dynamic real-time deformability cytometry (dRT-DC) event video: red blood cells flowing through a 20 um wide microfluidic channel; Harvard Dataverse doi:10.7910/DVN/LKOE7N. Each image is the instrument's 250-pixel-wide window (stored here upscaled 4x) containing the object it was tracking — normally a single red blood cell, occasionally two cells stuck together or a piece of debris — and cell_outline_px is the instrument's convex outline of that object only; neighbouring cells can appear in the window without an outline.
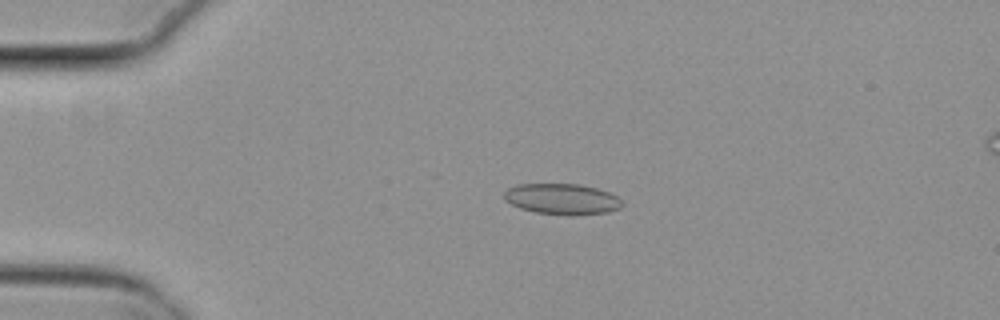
{"species": "common noctule bat (a hibernating species)", "species_latin": "Nyctalus noctula", "temperature_condition": "cold", "stored_images_in_passage": 53, "camera_frame_rate_fps": 3000, "um_per_image_px": 0.085, "animal": {"sex": "female", "body_mass_g": 29.2, "forearm_length_mm": 56.3}, "frame": {"image": 1, "passage_image": 11, "time_ms": 3.333, "image_size_px": [1000, 320], "cell_outline_px": [[624, 204], [620, 208], [608, 212], [536, 212], [520, 208], [504, 200], [504, 192], [508, 188], [516, 184], [580, 184], [596, 188], [608, 192], [616, 196]], "centroid_in_image_um": [47.73, 16.86], "position_along_channel_um": 37.3, "area_um2": 20.23}}
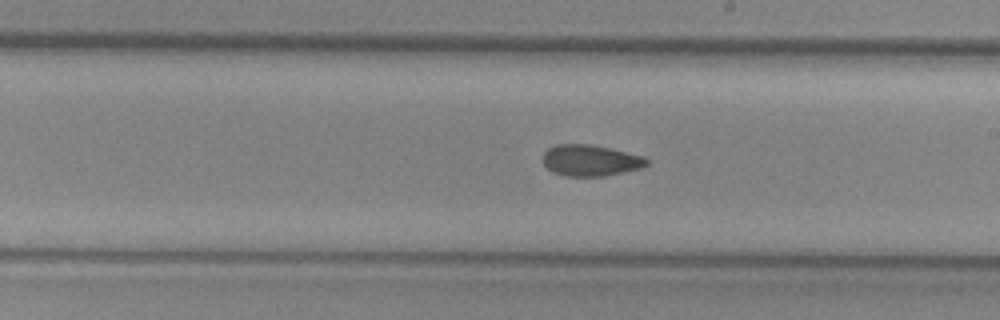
{"frame": {"image": 2, "passage_image": 30, "time_ms": 9.667, "image_size_px": [1000, 320], "cell_outline_px": [[648, 164], [640, 168], [624, 172], [604, 176], [564, 176], [552, 172], [544, 164], [544, 152], [548, 148], [556, 144], [592, 144], [644, 156], [648, 160]], "centroid_in_image_um": [50.18, 13.63], "position_along_channel_um": 238.8, "area_um2": 18.9}}
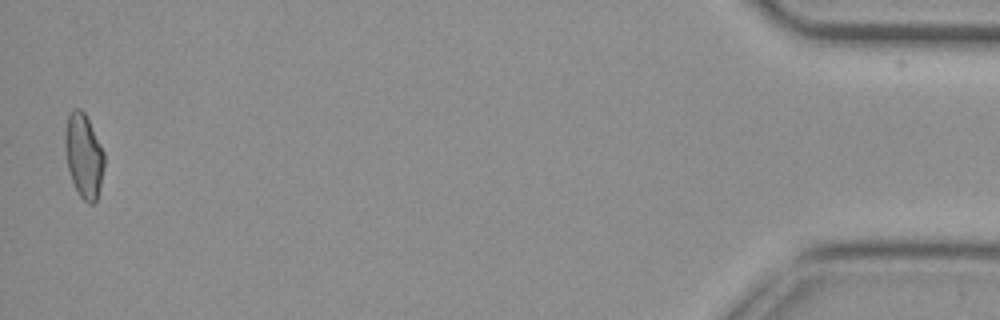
{"frame": {"image": 3, "passage_image": 52, "time_ms": 17.0, "image_size_px": [1000, 320], "cell_outline_px": [[104, 168], [96, 200], [92, 204], [88, 204], [76, 192], [68, 168], [64, 144], [64, 140], [68, 116], [76, 108], [80, 108], [84, 112], [104, 152]], "centroid_in_image_um": [7.11, 13.27], "position_along_channel_um": 428.1, "area_um2": 18.9}, "authors_computed_cell_mechanics": {"area_um2": 19.4786, "velocity_mm_per_s": 3.8319, "shape_relaxation_time_tau1_ms": null, "shape_relaxation_time_tau2_ms": 3.7667, "deformation_change_tau1": null, "deformation_change_tau2": 0.0897}}